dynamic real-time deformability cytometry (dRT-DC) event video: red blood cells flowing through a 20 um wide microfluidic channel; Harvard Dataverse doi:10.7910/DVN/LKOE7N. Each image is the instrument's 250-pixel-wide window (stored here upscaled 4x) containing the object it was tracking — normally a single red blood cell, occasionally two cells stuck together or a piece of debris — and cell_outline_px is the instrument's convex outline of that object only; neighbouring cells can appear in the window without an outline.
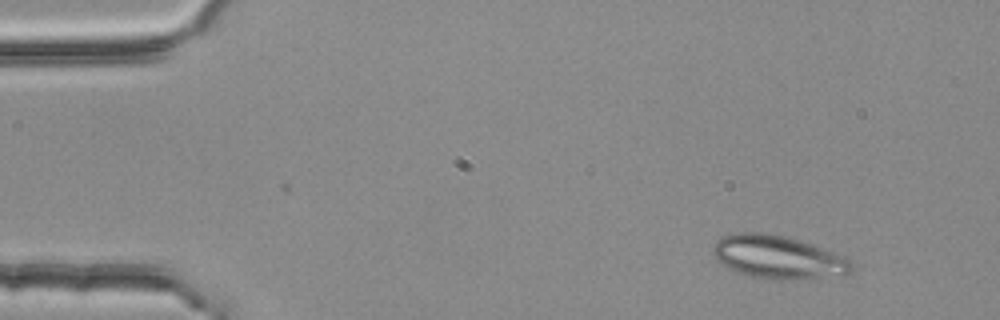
{"species": "common noctule bat (a hibernating species)", "species_latin": "Nyctalus noctula", "temperature_condition": "room temperature", "stored_images_in_passage": 2, "camera_frame_rate_fps": 3000, "um_per_image_px": 0.085, "animal": {"sex": "female", "body_mass_g": 25.1}, "frame": {"image": 1, "passage_image": 2, "time_ms": 0.333, "image_size_px": [1000, 320], "cell_outline_px": [[852, 268], [848, 272], [816, 276], [780, 280], [776, 280], [752, 276], [728, 268], [716, 260], [712, 252], [712, 248], [716, 240], [720, 236], [740, 232], [764, 232], [784, 236], [800, 240], [844, 256], [852, 260]], "centroid_in_image_um": [66.02, 21.81], "position_along_channel_um": 19.0, "area_um2": 34.16}}